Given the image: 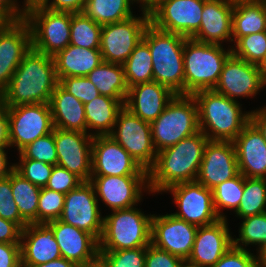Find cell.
<instances>
[{
    "instance_id": "obj_61",
    "label": "cell",
    "mask_w": 266,
    "mask_h": 267,
    "mask_svg": "<svg viewBox=\"0 0 266 267\" xmlns=\"http://www.w3.org/2000/svg\"><path fill=\"white\" fill-rule=\"evenodd\" d=\"M8 23V21L0 14V30Z\"/></svg>"
},
{
    "instance_id": "obj_1",
    "label": "cell",
    "mask_w": 266,
    "mask_h": 267,
    "mask_svg": "<svg viewBox=\"0 0 266 267\" xmlns=\"http://www.w3.org/2000/svg\"><path fill=\"white\" fill-rule=\"evenodd\" d=\"M58 84L53 56L31 48L0 94V101L6 107L49 103Z\"/></svg>"
},
{
    "instance_id": "obj_33",
    "label": "cell",
    "mask_w": 266,
    "mask_h": 267,
    "mask_svg": "<svg viewBox=\"0 0 266 267\" xmlns=\"http://www.w3.org/2000/svg\"><path fill=\"white\" fill-rule=\"evenodd\" d=\"M11 189L20 216L28 224L38 223V201L41 188L32 184L14 169L11 172Z\"/></svg>"
},
{
    "instance_id": "obj_46",
    "label": "cell",
    "mask_w": 266,
    "mask_h": 267,
    "mask_svg": "<svg viewBox=\"0 0 266 267\" xmlns=\"http://www.w3.org/2000/svg\"><path fill=\"white\" fill-rule=\"evenodd\" d=\"M0 217L18 224L22 229L28 223L20 216L11 189V173L0 180Z\"/></svg>"
},
{
    "instance_id": "obj_25",
    "label": "cell",
    "mask_w": 266,
    "mask_h": 267,
    "mask_svg": "<svg viewBox=\"0 0 266 267\" xmlns=\"http://www.w3.org/2000/svg\"><path fill=\"white\" fill-rule=\"evenodd\" d=\"M234 0H206L199 30L192 39L211 44L232 42V12ZM222 42V43H221Z\"/></svg>"
},
{
    "instance_id": "obj_42",
    "label": "cell",
    "mask_w": 266,
    "mask_h": 267,
    "mask_svg": "<svg viewBox=\"0 0 266 267\" xmlns=\"http://www.w3.org/2000/svg\"><path fill=\"white\" fill-rule=\"evenodd\" d=\"M20 159H33L50 165H57V151L53 132L28 144L19 152Z\"/></svg>"
},
{
    "instance_id": "obj_31",
    "label": "cell",
    "mask_w": 266,
    "mask_h": 267,
    "mask_svg": "<svg viewBox=\"0 0 266 267\" xmlns=\"http://www.w3.org/2000/svg\"><path fill=\"white\" fill-rule=\"evenodd\" d=\"M124 103L125 100L99 95L84 104L87 130H96L91 132L93 137L106 136L112 133L117 115L124 107Z\"/></svg>"
},
{
    "instance_id": "obj_23",
    "label": "cell",
    "mask_w": 266,
    "mask_h": 267,
    "mask_svg": "<svg viewBox=\"0 0 266 267\" xmlns=\"http://www.w3.org/2000/svg\"><path fill=\"white\" fill-rule=\"evenodd\" d=\"M227 219L197 228L190 256L186 261L203 267L214 266L233 245Z\"/></svg>"
},
{
    "instance_id": "obj_62",
    "label": "cell",
    "mask_w": 266,
    "mask_h": 267,
    "mask_svg": "<svg viewBox=\"0 0 266 267\" xmlns=\"http://www.w3.org/2000/svg\"><path fill=\"white\" fill-rule=\"evenodd\" d=\"M183 267H203L201 265H196V264H192L188 261L185 260L184 266Z\"/></svg>"
},
{
    "instance_id": "obj_53",
    "label": "cell",
    "mask_w": 266,
    "mask_h": 267,
    "mask_svg": "<svg viewBox=\"0 0 266 267\" xmlns=\"http://www.w3.org/2000/svg\"><path fill=\"white\" fill-rule=\"evenodd\" d=\"M17 0H0V14L8 21H18L24 19L26 5L19 8Z\"/></svg>"
},
{
    "instance_id": "obj_56",
    "label": "cell",
    "mask_w": 266,
    "mask_h": 267,
    "mask_svg": "<svg viewBox=\"0 0 266 267\" xmlns=\"http://www.w3.org/2000/svg\"><path fill=\"white\" fill-rule=\"evenodd\" d=\"M21 267H79L74 262L63 257L39 265H21Z\"/></svg>"
},
{
    "instance_id": "obj_4",
    "label": "cell",
    "mask_w": 266,
    "mask_h": 267,
    "mask_svg": "<svg viewBox=\"0 0 266 267\" xmlns=\"http://www.w3.org/2000/svg\"><path fill=\"white\" fill-rule=\"evenodd\" d=\"M187 38L156 29L146 28L143 41L149 46L153 63V81L166 86L176 95H184L183 49Z\"/></svg>"
},
{
    "instance_id": "obj_6",
    "label": "cell",
    "mask_w": 266,
    "mask_h": 267,
    "mask_svg": "<svg viewBox=\"0 0 266 267\" xmlns=\"http://www.w3.org/2000/svg\"><path fill=\"white\" fill-rule=\"evenodd\" d=\"M104 217L99 250L147 247L151 244L152 217L138 208L113 210Z\"/></svg>"
},
{
    "instance_id": "obj_29",
    "label": "cell",
    "mask_w": 266,
    "mask_h": 267,
    "mask_svg": "<svg viewBox=\"0 0 266 267\" xmlns=\"http://www.w3.org/2000/svg\"><path fill=\"white\" fill-rule=\"evenodd\" d=\"M58 81L63 77L87 76L103 62L100 49L69 44L53 56Z\"/></svg>"
},
{
    "instance_id": "obj_5",
    "label": "cell",
    "mask_w": 266,
    "mask_h": 267,
    "mask_svg": "<svg viewBox=\"0 0 266 267\" xmlns=\"http://www.w3.org/2000/svg\"><path fill=\"white\" fill-rule=\"evenodd\" d=\"M232 50L220 44L202 43L187 38L183 49L184 95L212 90L219 82L223 65Z\"/></svg>"
},
{
    "instance_id": "obj_49",
    "label": "cell",
    "mask_w": 266,
    "mask_h": 267,
    "mask_svg": "<svg viewBox=\"0 0 266 267\" xmlns=\"http://www.w3.org/2000/svg\"><path fill=\"white\" fill-rule=\"evenodd\" d=\"M185 260L149 244L146 247L145 267H183Z\"/></svg>"
},
{
    "instance_id": "obj_2",
    "label": "cell",
    "mask_w": 266,
    "mask_h": 267,
    "mask_svg": "<svg viewBox=\"0 0 266 267\" xmlns=\"http://www.w3.org/2000/svg\"><path fill=\"white\" fill-rule=\"evenodd\" d=\"M208 140L200 130L157 152L155 163L148 170V193H160L175 184L194 182Z\"/></svg>"
},
{
    "instance_id": "obj_63",
    "label": "cell",
    "mask_w": 266,
    "mask_h": 267,
    "mask_svg": "<svg viewBox=\"0 0 266 267\" xmlns=\"http://www.w3.org/2000/svg\"><path fill=\"white\" fill-rule=\"evenodd\" d=\"M261 69H262V73H263L264 79L266 80V61H265V63L261 66Z\"/></svg>"
},
{
    "instance_id": "obj_21",
    "label": "cell",
    "mask_w": 266,
    "mask_h": 267,
    "mask_svg": "<svg viewBox=\"0 0 266 267\" xmlns=\"http://www.w3.org/2000/svg\"><path fill=\"white\" fill-rule=\"evenodd\" d=\"M31 48V32L24 19L8 22L0 30V94Z\"/></svg>"
},
{
    "instance_id": "obj_47",
    "label": "cell",
    "mask_w": 266,
    "mask_h": 267,
    "mask_svg": "<svg viewBox=\"0 0 266 267\" xmlns=\"http://www.w3.org/2000/svg\"><path fill=\"white\" fill-rule=\"evenodd\" d=\"M83 181L67 169L54 165L52 174L45 188L67 194L77 188Z\"/></svg>"
},
{
    "instance_id": "obj_41",
    "label": "cell",
    "mask_w": 266,
    "mask_h": 267,
    "mask_svg": "<svg viewBox=\"0 0 266 267\" xmlns=\"http://www.w3.org/2000/svg\"><path fill=\"white\" fill-rule=\"evenodd\" d=\"M146 247L121 250H99L106 267H145Z\"/></svg>"
},
{
    "instance_id": "obj_13",
    "label": "cell",
    "mask_w": 266,
    "mask_h": 267,
    "mask_svg": "<svg viewBox=\"0 0 266 267\" xmlns=\"http://www.w3.org/2000/svg\"><path fill=\"white\" fill-rule=\"evenodd\" d=\"M206 0H163L150 14L156 29L191 38L200 27Z\"/></svg>"
},
{
    "instance_id": "obj_52",
    "label": "cell",
    "mask_w": 266,
    "mask_h": 267,
    "mask_svg": "<svg viewBox=\"0 0 266 267\" xmlns=\"http://www.w3.org/2000/svg\"><path fill=\"white\" fill-rule=\"evenodd\" d=\"M22 228L0 217V243H21Z\"/></svg>"
},
{
    "instance_id": "obj_26",
    "label": "cell",
    "mask_w": 266,
    "mask_h": 267,
    "mask_svg": "<svg viewBox=\"0 0 266 267\" xmlns=\"http://www.w3.org/2000/svg\"><path fill=\"white\" fill-rule=\"evenodd\" d=\"M175 95L169 88L156 81L141 83L128 89L124 107L151 124Z\"/></svg>"
},
{
    "instance_id": "obj_9",
    "label": "cell",
    "mask_w": 266,
    "mask_h": 267,
    "mask_svg": "<svg viewBox=\"0 0 266 267\" xmlns=\"http://www.w3.org/2000/svg\"><path fill=\"white\" fill-rule=\"evenodd\" d=\"M110 136L143 169L148 171L154 165L157 151L152 140L151 124L135 116L126 107L119 111Z\"/></svg>"
},
{
    "instance_id": "obj_64",
    "label": "cell",
    "mask_w": 266,
    "mask_h": 267,
    "mask_svg": "<svg viewBox=\"0 0 266 267\" xmlns=\"http://www.w3.org/2000/svg\"><path fill=\"white\" fill-rule=\"evenodd\" d=\"M39 0H24V5H28V4H31V3H35V2H38Z\"/></svg>"
},
{
    "instance_id": "obj_3",
    "label": "cell",
    "mask_w": 266,
    "mask_h": 267,
    "mask_svg": "<svg viewBox=\"0 0 266 267\" xmlns=\"http://www.w3.org/2000/svg\"><path fill=\"white\" fill-rule=\"evenodd\" d=\"M198 106L199 128L209 140L233 141L250 121V112L223 94L201 90L193 94Z\"/></svg>"
},
{
    "instance_id": "obj_37",
    "label": "cell",
    "mask_w": 266,
    "mask_h": 267,
    "mask_svg": "<svg viewBox=\"0 0 266 267\" xmlns=\"http://www.w3.org/2000/svg\"><path fill=\"white\" fill-rule=\"evenodd\" d=\"M266 212V178L244 177V190L235 214L246 218Z\"/></svg>"
},
{
    "instance_id": "obj_12",
    "label": "cell",
    "mask_w": 266,
    "mask_h": 267,
    "mask_svg": "<svg viewBox=\"0 0 266 267\" xmlns=\"http://www.w3.org/2000/svg\"><path fill=\"white\" fill-rule=\"evenodd\" d=\"M60 221L90 233L98 242L103 232L104 217L101 216L98 199L90 182H82L65 194Z\"/></svg>"
},
{
    "instance_id": "obj_43",
    "label": "cell",
    "mask_w": 266,
    "mask_h": 267,
    "mask_svg": "<svg viewBox=\"0 0 266 267\" xmlns=\"http://www.w3.org/2000/svg\"><path fill=\"white\" fill-rule=\"evenodd\" d=\"M65 194L41 188L38 201V223L58 220L64 207Z\"/></svg>"
},
{
    "instance_id": "obj_20",
    "label": "cell",
    "mask_w": 266,
    "mask_h": 267,
    "mask_svg": "<svg viewBox=\"0 0 266 267\" xmlns=\"http://www.w3.org/2000/svg\"><path fill=\"white\" fill-rule=\"evenodd\" d=\"M239 173L233 141L208 140L196 182L213 190Z\"/></svg>"
},
{
    "instance_id": "obj_59",
    "label": "cell",
    "mask_w": 266,
    "mask_h": 267,
    "mask_svg": "<svg viewBox=\"0 0 266 267\" xmlns=\"http://www.w3.org/2000/svg\"><path fill=\"white\" fill-rule=\"evenodd\" d=\"M257 254L260 267H266V243Z\"/></svg>"
},
{
    "instance_id": "obj_54",
    "label": "cell",
    "mask_w": 266,
    "mask_h": 267,
    "mask_svg": "<svg viewBox=\"0 0 266 267\" xmlns=\"http://www.w3.org/2000/svg\"><path fill=\"white\" fill-rule=\"evenodd\" d=\"M10 147L7 107L0 101V149Z\"/></svg>"
},
{
    "instance_id": "obj_51",
    "label": "cell",
    "mask_w": 266,
    "mask_h": 267,
    "mask_svg": "<svg viewBox=\"0 0 266 267\" xmlns=\"http://www.w3.org/2000/svg\"><path fill=\"white\" fill-rule=\"evenodd\" d=\"M49 0H39L37 3L52 11L62 12H83L86 0H53L50 3Z\"/></svg>"
},
{
    "instance_id": "obj_35",
    "label": "cell",
    "mask_w": 266,
    "mask_h": 267,
    "mask_svg": "<svg viewBox=\"0 0 266 267\" xmlns=\"http://www.w3.org/2000/svg\"><path fill=\"white\" fill-rule=\"evenodd\" d=\"M128 87L153 81V63L149 46L141 40L122 64Z\"/></svg>"
},
{
    "instance_id": "obj_40",
    "label": "cell",
    "mask_w": 266,
    "mask_h": 267,
    "mask_svg": "<svg viewBox=\"0 0 266 267\" xmlns=\"http://www.w3.org/2000/svg\"><path fill=\"white\" fill-rule=\"evenodd\" d=\"M242 219L239 238H233V246L247 250L246 246L254 244L260 251L266 243V212Z\"/></svg>"
},
{
    "instance_id": "obj_11",
    "label": "cell",
    "mask_w": 266,
    "mask_h": 267,
    "mask_svg": "<svg viewBox=\"0 0 266 267\" xmlns=\"http://www.w3.org/2000/svg\"><path fill=\"white\" fill-rule=\"evenodd\" d=\"M10 147L20 152L28 144L53 132L54 125L49 103L7 107Z\"/></svg>"
},
{
    "instance_id": "obj_60",
    "label": "cell",
    "mask_w": 266,
    "mask_h": 267,
    "mask_svg": "<svg viewBox=\"0 0 266 267\" xmlns=\"http://www.w3.org/2000/svg\"><path fill=\"white\" fill-rule=\"evenodd\" d=\"M83 267H106L105 264L98 258L95 262L87 264Z\"/></svg>"
},
{
    "instance_id": "obj_27",
    "label": "cell",
    "mask_w": 266,
    "mask_h": 267,
    "mask_svg": "<svg viewBox=\"0 0 266 267\" xmlns=\"http://www.w3.org/2000/svg\"><path fill=\"white\" fill-rule=\"evenodd\" d=\"M21 265H39L62 257L47 223L28 224L21 234Z\"/></svg>"
},
{
    "instance_id": "obj_15",
    "label": "cell",
    "mask_w": 266,
    "mask_h": 267,
    "mask_svg": "<svg viewBox=\"0 0 266 267\" xmlns=\"http://www.w3.org/2000/svg\"><path fill=\"white\" fill-rule=\"evenodd\" d=\"M91 176H148V171L110 135L94 136Z\"/></svg>"
},
{
    "instance_id": "obj_7",
    "label": "cell",
    "mask_w": 266,
    "mask_h": 267,
    "mask_svg": "<svg viewBox=\"0 0 266 267\" xmlns=\"http://www.w3.org/2000/svg\"><path fill=\"white\" fill-rule=\"evenodd\" d=\"M198 131V106L193 95H175L151 123L152 140L157 152Z\"/></svg>"
},
{
    "instance_id": "obj_14",
    "label": "cell",
    "mask_w": 266,
    "mask_h": 267,
    "mask_svg": "<svg viewBox=\"0 0 266 267\" xmlns=\"http://www.w3.org/2000/svg\"><path fill=\"white\" fill-rule=\"evenodd\" d=\"M171 192L177 204L178 212L174 216L197 227L207 226L217 222V215L213 204V191L202 184L186 182L175 184L164 192Z\"/></svg>"
},
{
    "instance_id": "obj_16",
    "label": "cell",
    "mask_w": 266,
    "mask_h": 267,
    "mask_svg": "<svg viewBox=\"0 0 266 267\" xmlns=\"http://www.w3.org/2000/svg\"><path fill=\"white\" fill-rule=\"evenodd\" d=\"M91 133L66 131L54 127L57 165L75 174L83 182H89L92 172Z\"/></svg>"
},
{
    "instance_id": "obj_32",
    "label": "cell",
    "mask_w": 266,
    "mask_h": 267,
    "mask_svg": "<svg viewBox=\"0 0 266 267\" xmlns=\"http://www.w3.org/2000/svg\"><path fill=\"white\" fill-rule=\"evenodd\" d=\"M98 89L99 94L117 100H125L128 85L122 64L102 62L86 76Z\"/></svg>"
},
{
    "instance_id": "obj_57",
    "label": "cell",
    "mask_w": 266,
    "mask_h": 267,
    "mask_svg": "<svg viewBox=\"0 0 266 267\" xmlns=\"http://www.w3.org/2000/svg\"><path fill=\"white\" fill-rule=\"evenodd\" d=\"M6 154L5 149H0V180L7 178L15 168L14 164L8 165Z\"/></svg>"
},
{
    "instance_id": "obj_28",
    "label": "cell",
    "mask_w": 266,
    "mask_h": 267,
    "mask_svg": "<svg viewBox=\"0 0 266 267\" xmlns=\"http://www.w3.org/2000/svg\"><path fill=\"white\" fill-rule=\"evenodd\" d=\"M55 128L87 133L84 104L69 94L59 84L49 102Z\"/></svg>"
},
{
    "instance_id": "obj_38",
    "label": "cell",
    "mask_w": 266,
    "mask_h": 267,
    "mask_svg": "<svg viewBox=\"0 0 266 267\" xmlns=\"http://www.w3.org/2000/svg\"><path fill=\"white\" fill-rule=\"evenodd\" d=\"M244 190V176L239 172L235 177L224 181L213 191L214 209L220 219H227L220 211L221 208L237 211Z\"/></svg>"
},
{
    "instance_id": "obj_8",
    "label": "cell",
    "mask_w": 266,
    "mask_h": 267,
    "mask_svg": "<svg viewBox=\"0 0 266 267\" xmlns=\"http://www.w3.org/2000/svg\"><path fill=\"white\" fill-rule=\"evenodd\" d=\"M24 20L34 50L54 56L70 44L71 12L52 11L35 2L26 5Z\"/></svg>"
},
{
    "instance_id": "obj_18",
    "label": "cell",
    "mask_w": 266,
    "mask_h": 267,
    "mask_svg": "<svg viewBox=\"0 0 266 267\" xmlns=\"http://www.w3.org/2000/svg\"><path fill=\"white\" fill-rule=\"evenodd\" d=\"M197 228L173 214H153L151 244L187 260L193 248Z\"/></svg>"
},
{
    "instance_id": "obj_10",
    "label": "cell",
    "mask_w": 266,
    "mask_h": 267,
    "mask_svg": "<svg viewBox=\"0 0 266 267\" xmlns=\"http://www.w3.org/2000/svg\"><path fill=\"white\" fill-rule=\"evenodd\" d=\"M150 14L131 16L123 21L102 25L100 52L104 62L123 64L143 39Z\"/></svg>"
},
{
    "instance_id": "obj_22",
    "label": "cell",
    "mask_w": 266,
    "mask_h": 267,
    "mask_svg": "<svg viewBox=\"0 0 266 267\" xmlns=\"http://www.w3.org/2000/svg\"><path fill=\"white\" fill-rule=\"evenodd\" d=\"M54 231V237L63 258L83 267L99 258V242L90 234L62 221L47 223Z\"/></svg>"
},
{
    "instance_id": "obj_48",
    "label": "cell",
    "mask_w": 266,
    "mask_h": 267,
    "mask_svg": "<svg viewBox=\"0 0 266 267\" xmlns=\"http://www.w3.org/2000/svg\"><path fill=\"white\" fill-rule=\"evenodd\" d=\"M212 267H260V264L258 257L248 249H240L232 245Z\"/></svg>"
},
{
    "instance_id": "obj_58",
    "label": "cell",
    "mask_w": 266,
    "mask_h": 267,
    "mask_svg": "<svg viewBox=\"0 0 266 267\" xmlns=\"http://www.w3.org/2000/svg\"><path fill=\"white\" fill-rule=\"evenodd\" d=\"M137 3H141L140 6L142 12L150 13L155 9L163 0H132Z\"/></svg>"
},
{
    "instance_id": "obj_19",
    "label": "cell",
    "mask_w": 266,
    "mask_h": 267,
    "mask_svg": "<svg viewBox=\"0 0 266 267\" xmlns=\"http://www.w3.org/2000/svg\"><path fill=\"white\" fill-rule=\"evenodd\" d=\"M89 182L98 201L101 198L112 211L135 206L142 199V190L149 191L148 176H91Z\"/></svg>"
},
{
    "instance_id": "obj_30",
    "label": "cell",
    "mask_w": 266,
    "mask_h": 267,
    "mask_svg": "<svg viewBox=\"0 0 266 267\" xmlns=\"http://www.w3.org/2000/svg\"><path fill=\"white\" fill-rule=\"evenodd\" d=\"M266 31V8L263 0H234L232 42L245 35Z\"/></svg>"
},
{
    "instance_id": "obj_34",
    "label": "cell",
    "mask_w": 266,
    "mask_h": 267,
    "mask_svg": "<svg viewBox=\"0 0 266 267\" xmlns=\"http://www.w3.org/2000/svg\"><path fill=\"white\" fill-rule=\"evenodd\" d=\"M132 0H86L83 12L100 25L115 23L134 16Z\"/></svg>"
},
{
    "instance_id": "obj_17",
    "label": "cell",
    "mask_w": 266,
    "mask_h": 267,
    "mask_svg": "<svg viewBox=\"0 0 266 267\" xmlns=\"http://www.w3.org/2000/svg\"><path fill=\"white\" fill-rule=\"evenodd\" d=\"M265 85L261 66L248 63L231 54L223 65L214 90L237 101V97H255Z\"/></svg>"
},
{
    "instance_id": "obj_55",
    "label": "cell",
    "mask_w": 266,
    "mask_h": 267,
    "mask_svg": "<svg viewBox=\"0 0 266 267\" xmlns=\"http://www.w3.org/2000/svg\"><path fill=\"white\" fill-rule=\"evenodd\" d=\"M250 121L258 128L266 140V106L262 109L252 110L250 112Z\"/></svg>"
},
{
    "instance_id": "obj_44",
    "label": "cell",
    "mask_w": 266,
    "mask_h": 267,
    "mask_svg": "<svg viewBox=\"0 0 266 267\" xmlns=\"http://www.w3.org/2000/svg\"><path fill=\"white\" fill-rule=\"evenodd\" d=\"M15 163V170L32 184L43 188L47 185L54 165L39 162L33 159H20Z\"/></svg>"
},
{
    "instance_id": "obj_36",
    "label": "cell",
    "mask_w": 266,
    "mask_h": 267,
    "mask_svg": "<svg viewBox=\"0 0 266 267\" xmlns=\"http://www.w3.org/2000/svg\"><path fill=\"white\" fill-rule=\"evenodd\" d=\"M102 25L84 12H71L70 44L88 49H100Z\"/></svg>"
},
{
    "instance_id": "obj_45",
    "label": "cell",
    "mask_w": 266,
    "mask_h": 267,
    "mask_svg": "<svg viewBox=\"0 0 266 267\" xmlns=\"http://www.w3.org/2000/svg\"><path fill=\"white\" fill-rule=\"evenodd\" d=\"M59 85L83 104L99 96L96 86L86 76L63 77Z\"/></svg>"
},
{
    "instance_id": "obj_24",
    "label": "cell",
    "mask_w": 266,
    "mask_h": 267,
    "mask_svg": "<svg viewBox=\"0 0 266 267\" xmlns=\"http://www.w3.org/2000/svg\"><path fill=\"white\" fill-rule=\"evenodd\" d=\"M239 172L247 178H266V140L249 121L233 140Z\"/></svg>"
},
{
    "instance_id": "obj_50",
    "label": "cell",
    "mask_w": 266,
    "mask_h": 267,
    "mask_svg": "<svg viewBox=\"0 0 266 267\" xmlns=\"http://www.w3.org/2000/svg\"><path fill=\"white\" fill-rule=\"evenodd\" d=\"M0 267H21L20 243H0Z\"/></svg>"
},
{
    "instance_id": "obj_39",
    "label": "cell",
    "mask_w": 266,
    "mask_h": 267,
    "mask_svg": "<svg viewBox=\"0 0 266 267\" xmlns=\"http://www.w3.org/2000/svg\"><path fill=\"white\" fill-rule=\"evenodd\" d=\"M231 48L235 57L262 66L266 61V31L240 37Z\"/></svg>"
}]
</instances>
